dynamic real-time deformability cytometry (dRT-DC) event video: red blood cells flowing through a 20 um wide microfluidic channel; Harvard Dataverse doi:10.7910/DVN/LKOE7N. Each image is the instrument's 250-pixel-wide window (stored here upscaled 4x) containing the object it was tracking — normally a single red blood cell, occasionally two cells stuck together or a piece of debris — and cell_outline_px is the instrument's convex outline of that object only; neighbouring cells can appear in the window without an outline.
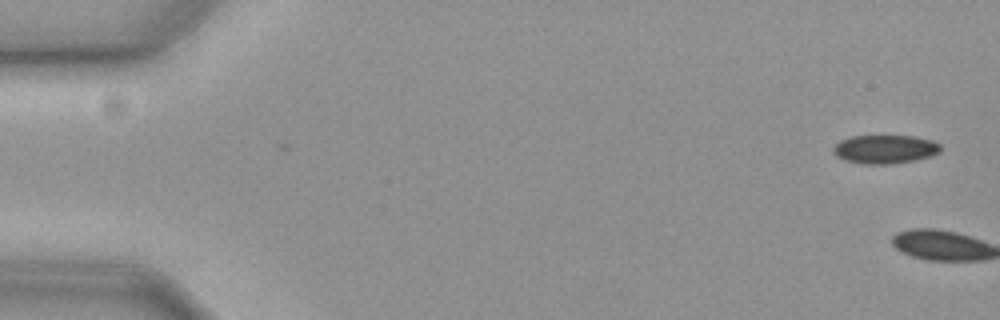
{"species": "common noctule bat (a hibernating species)", "species_latin": "Nyctalus noctula", "temperature_condition": "cold", "stored_images_in_passage": 4, "camera_frame_rate_fps": 3000, "um_per_image_px": 0.085, "animal": {"sex": "female", "body_mass_g": 19.3, "forearm_length_mm": 54.1}, "frame": {"image": 1, "passage_image": 3, "time_ms": 0.667, "image_size_px": [1000, 320], "cell_outline_px": [[940, 152], [932, 156], [892, 164], [864, 164], [844, 160], [836, 156], [832, 152], [832, 148], [840, 140], [852, 136], [912, 136], [932, 140], [940, 144]], "centroid_in_image_um": [75.2, 12.68], "position_along_channel_um": 9.8, "area_um2": 17.92}}